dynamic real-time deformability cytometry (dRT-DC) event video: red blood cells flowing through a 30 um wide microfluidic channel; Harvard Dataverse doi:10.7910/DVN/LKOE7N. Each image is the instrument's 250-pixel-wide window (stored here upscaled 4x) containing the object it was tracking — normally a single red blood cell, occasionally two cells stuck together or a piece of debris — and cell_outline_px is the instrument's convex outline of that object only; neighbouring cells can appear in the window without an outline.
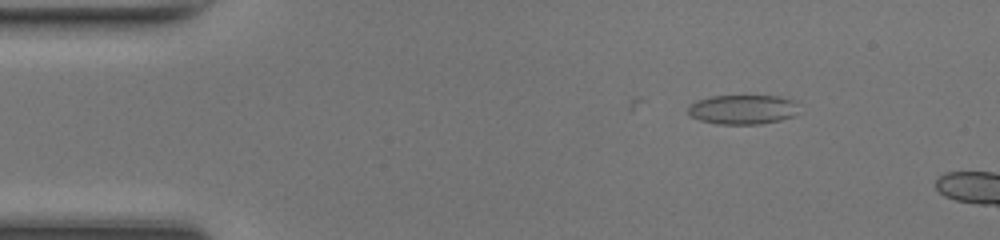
{"species": "common noctule bat (a hibernating species)", "species_latin": "Nyctalus noctula", "temperature_condition": "room temperature", "stored_images_in_passage": 2, "camera_frame_rate_fps": 3000, "um_per_image_px": 0.085, "animal": {"sex": "female", "body_mass_g": 17.0, "forearm_length_mm": 48.0}, "frame": {"image": 1, "passage_image": 2, "time_ms": 0.333, "image_size_px": [1000, 240], "cell_outline_px": [[804, 112], [780, 120], [760, 124], [720, 124], [700, 120], [692, 116], [688, 112], [688, 104], [696, 100], [712, 96], [780, 96], [792, 100]], "centroid_in_image_um": [63.17, 9.3], "position_along_channel_um": 21.8, "area_um2": 19.25}}